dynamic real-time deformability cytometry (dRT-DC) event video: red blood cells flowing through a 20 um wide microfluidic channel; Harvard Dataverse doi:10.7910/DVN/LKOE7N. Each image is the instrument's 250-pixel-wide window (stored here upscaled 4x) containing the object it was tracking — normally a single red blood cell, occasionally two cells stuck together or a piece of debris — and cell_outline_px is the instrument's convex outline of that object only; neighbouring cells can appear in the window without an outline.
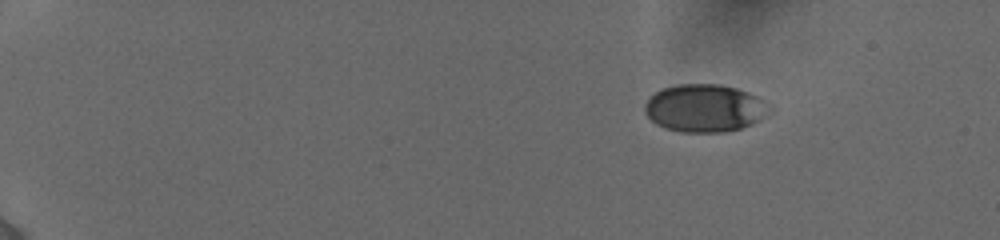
{"species": "human", "species_latin": "Homo sapiens", "temperature_condition": "cold", "stored_images_in_passage": 32, "camera_frame_rate_fps": 3000, "um_per_image_px": 0.085, "donor": {"sex": "female"}, "frame": {"image": 1, "passage_image": 1, "time_ms": 0.0, "image_size_px": [1000, 240], "cell_outline_px": [[772, 112], [768, 116], [752, 124], [740, 128], [724, 132], [680, 132], [664, 128], [656, 124], [644, 112], [644, 104], [656, 92], [664, 88], [680, 84], [720, 84], [736, 88], [748, 92], [772, 104]], "centroid_in_image_um": [59.96, 9.2], "position_along_channel_um": 25.0, "area_um2": 34.97}}
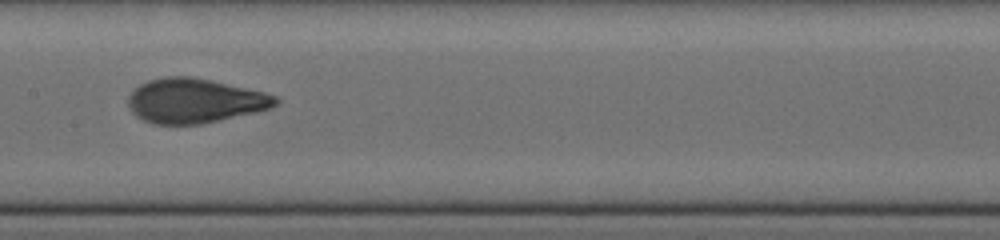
{"frame": {"image": 2, "passage_image": 16, "time_ms": 7.667, "image_size_px": [1000, 240], "cell_outline_px": [[280, 100], [276, 104], [268, 108], [256, 112], [200, 124], [152, 124], [136, 116], [132, 112], [128, 104], [128, 96], [140, 84], [148, 80], [168, 76], [192, 76], [212, 80], [264, 92], [276, 96]], "centroid_in_image_um": [16.53, 8.56], "position_along_channel_um": 190.9, "area_um2": 38.09}}
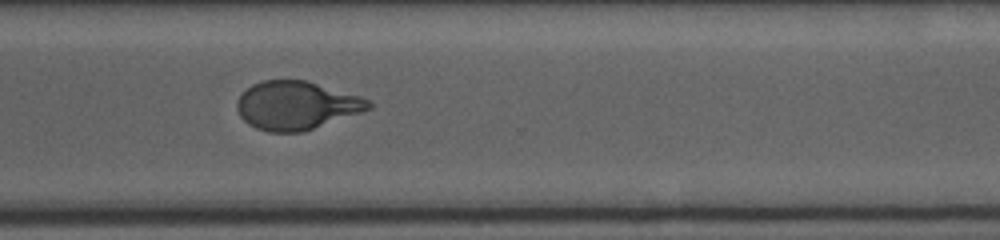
{"frame": {"image": 3, "passage_image": 31, "time_ms": 11.667, "image_size_px": [1000, 240], "cell_outline_px": [[372, 108], [304, 132], [268, 132], [256, 128], [248, 124], [240, 116], [236, 108], [236, 104], [240, 96], [252, 84], [264, 80], [308, 80], [360, 96], [368, 100], [372, 104]], "centroid_in_image_um": [25.19, 8.96], "position_along_channel_um": 345.4, "area_um2": 37.11}}